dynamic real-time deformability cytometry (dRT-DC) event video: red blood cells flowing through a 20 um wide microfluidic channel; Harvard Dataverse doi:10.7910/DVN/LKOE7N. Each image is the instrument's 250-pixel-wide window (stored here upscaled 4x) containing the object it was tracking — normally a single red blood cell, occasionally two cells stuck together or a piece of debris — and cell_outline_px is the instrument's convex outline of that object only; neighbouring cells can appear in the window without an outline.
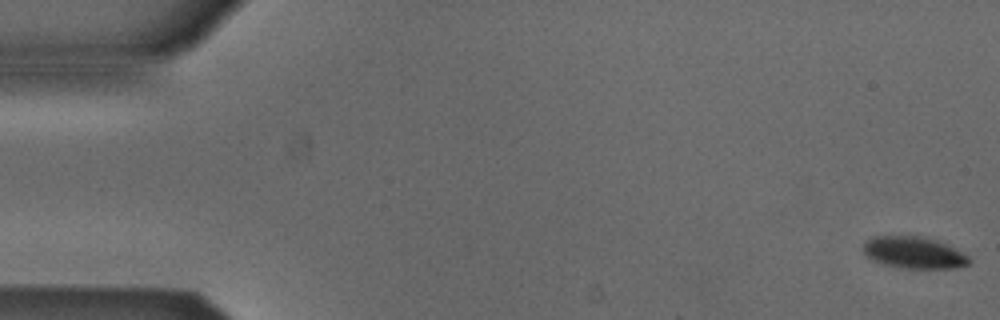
{"species": "Egyptian fruit bat (a non-hibernating species)", "species_latin": "Rousettus aegyptiacus", "temperature_condition": "cold", "stored_images_in_passage": 14, "camera_frame_rate_fps": 3000, "um_per_image_px": 0.085, "animal": {"sex": "male"}, "frame": {"image": 1, "passage_image": 1, "time_ms": 0.0, "image_size_px": [1000, 320], "cell_outline_px": [[972, 260], [968, 264], [956, 268], [904, 268], [884, 264], [872, 260], [864, 252], [864, 244], [872, 236], [916, 236], [936, 240], [968, 256]], "centroid_in_image_um": [77.67, 21.48], "position_along_channel_um": 7.3, "area_um2": 19.19}}